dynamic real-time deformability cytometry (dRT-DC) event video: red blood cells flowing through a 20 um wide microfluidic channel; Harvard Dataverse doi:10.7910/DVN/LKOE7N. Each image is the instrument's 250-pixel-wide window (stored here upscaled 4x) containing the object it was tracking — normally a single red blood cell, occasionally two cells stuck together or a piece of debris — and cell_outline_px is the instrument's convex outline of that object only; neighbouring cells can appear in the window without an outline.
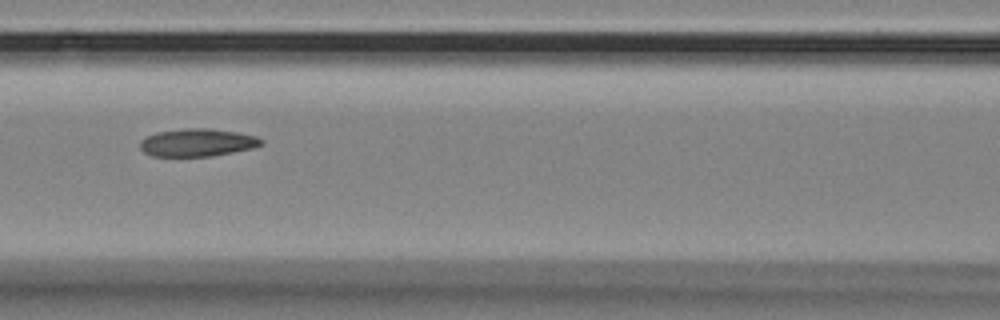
{"species": "Egyptian fruit bat (a non-hibernating species)", "species_latin": "Rousettus aegyptiacus", "temperature_condition": "room temperature", "stored_images_in_passage": 11, "camera_frame_rate_fps": 3000, "um_per_image_px": 0.085, "animal": {"sex": "female"}, "frame": {"image": 1, "passage_image": 7, "time_ms": 8.0, "image_size_px": [1000, 320], "cell_outline_px": [[264, 144], [252, 148], [212, 156], [152, 156], [144, 152], [140, 148], [140, 140], [156, 132], [184, 128], [212, 128], [236, 132], [256, 136], [264, 140]], "centroid_in_image_um": [16.78, 12.11], "position_along_channel_um": 149.8, "area_um2": 19.65}}
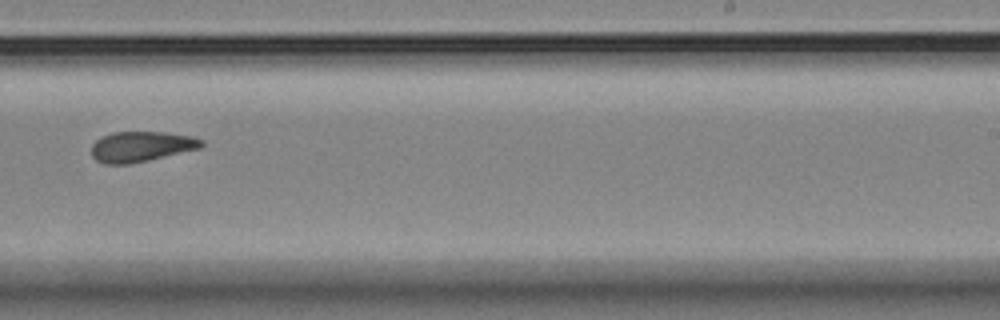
{"frame": {"image": 2, "passage_image": 10, "time_ms": 11.667, "image_size_px": [1000, 320], "cell_outline_px": [[204, 144], [200, 148], [148, 160], [128, 164], [104, 164], [96, 160], [92, 156], [92, 144], [100, 136], [112, 132], [164, 132], [192, 136], [204, 140]], "centroid_in_image_um": [11.98, 12.45], "position_along_channel_um": 277.0, "area_um2": 19.48}}
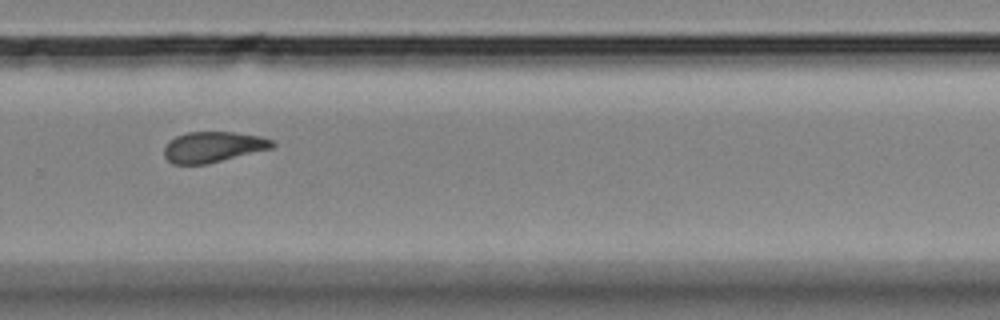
{"frame": {"image": 3, "passage_image": 11, "time_ms": 12.667, "image_size_px": [1000, 320], "cell_outline_px": [[276, 144], [272, 148], [208, 164], [172, 164], [164, 156], [164, 148], [168, 140], [176, 136], [188, 132], [232, 132], [260, 136], [272, 140]], "centroid_in_image_um": [18.09, 12.49], "position_along_channel_um": 311.7, "area_um2": 19.36}}